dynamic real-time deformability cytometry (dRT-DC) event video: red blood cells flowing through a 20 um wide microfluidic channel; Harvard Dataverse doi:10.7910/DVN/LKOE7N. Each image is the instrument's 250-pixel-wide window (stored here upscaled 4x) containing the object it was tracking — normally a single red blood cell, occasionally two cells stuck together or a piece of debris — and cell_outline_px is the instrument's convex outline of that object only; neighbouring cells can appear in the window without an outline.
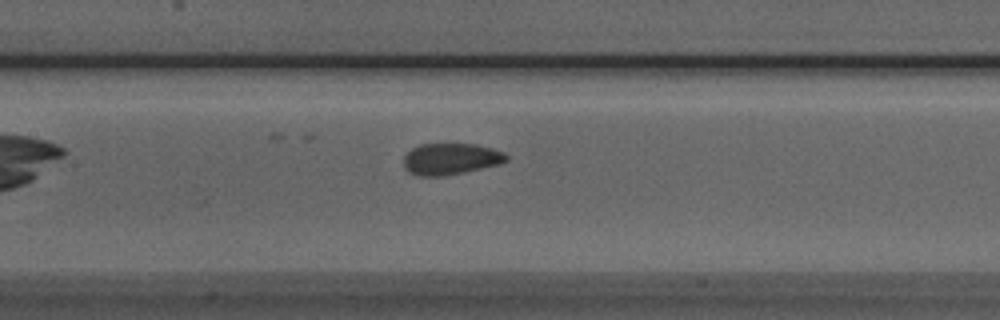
{"species": "Egyptian fruit bat (a non-hibernating species)", "species_latin": "Rousettus aegyptiacus", "temperature_condition": "room temperature", "stored_images_in_passage": 36, "camera_frame_rate_fps": 3000, "um_per_image_px": 0.085, "animal": {"sex": "male"}, "frame": {"image": 1, "passage_image": 8, "time_ms": 2.333, "image_size_px": [1000, 320], "cell_outline_px": [[508, 160], [500, 164], [444, 176], [420, 176], [408, 172], [404, 168], [404, 156], [412, 148], [420, 144], [476, 144], [492, 148], [504, 152], [508, 156]], "centroid_in_image_um": [38.31, 13.51], "position_along_channel_um": 169.1, "area_um2": 18.84}}
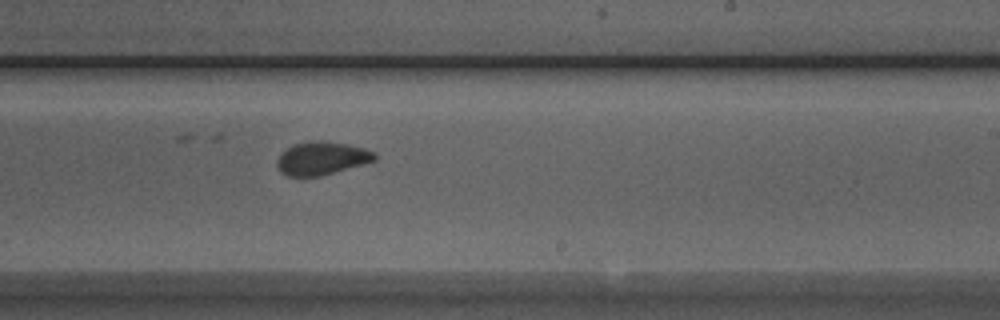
{"frame": {"image": 2, "passage_image": 15, "time_ms": 4.667, "image_size_px": [1000, 320], "cell_outline_px": [[376, 160], [320, 176], [288, 176], [280, 172], [276, 164], [276, 160], [280, 152], [292, 144], [312, 140], [320, 140], [348, 144], [364, 148], [376, 152]], "centroid_in_image_um": [27.3, 13.43], "position_along_channel_um": 261.7, "area_um2": 19.02}}
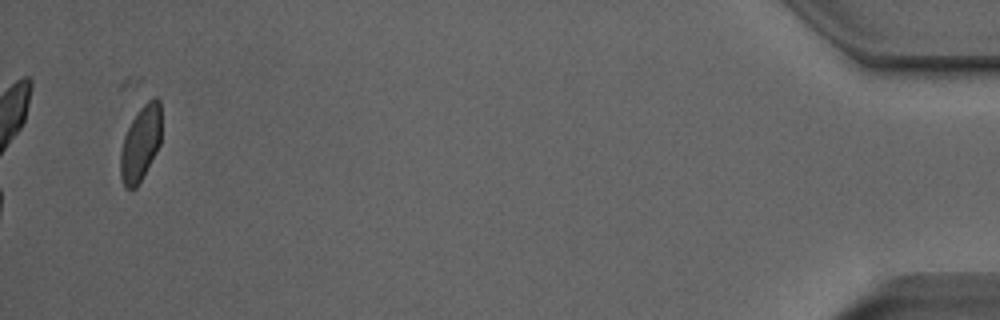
{"frame": {"image": 3, "passage_image": 34, "time_ms": 11.0, "image_size_px": [1000, 320], "cell_outline_px": [[160, 144], [156, 152], [136, 188], [124, 188], [120, 176], [120, 152], [124, 136], [132, 120], [140, 108], [152, 96], [156, 96], [160, 100]], "centroid_in_image_um": [11.94, 12.17], "position_along_channel_um": 423.3, "area_um2": 17.8}}